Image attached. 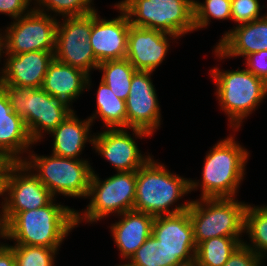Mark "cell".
<instances>
[{
    "label": "cell",
    "mask_w": 267,
    "mask_h": 266,
    "mask_svg": "<svg viewBox=\"0 0 267 266\" xmlns=\"http://www.w3.org/2000/svg\"><path fill=\"white\" fill-rule=\"evenodd\" d=\"M55 198L45 207L15 214L3 227L2 239L14 244L59 248L76 226V210Z\"/></svg>",
    "instance_id": "obj_1"
},
{
    "label": "cell",
    "mask_w": 267,
    "mask_h": 266,
    "mask_svg": "<svg viewBox=\"0 0 267 266\" xmlns=\"http://www.w3.org/2000/svg\"><path fill=\"white\" fill-rule=\"evenodd\" d=\"M189 192L190 179L171 173L152 157L136 171L133 210L155 217L182 213L189 209L191 200L170 207Z\"/></svg>",
    "instance_id": "obj_2"
},
{
    "label": "cell",
    "mask_w": 267,
    "mask_h": 266,
    "mask_svg": "<svg viewBox=\"0 0 267 266\" xmlns=\"http://www.w3.org/2000/svg\"><path fill=\"white\" fill-rule=\"evenodd\" d=\"M234 138L227 136L207 152L202 181L190 180V193L201 187L200 198H235L250 155Z\"/></svg>",
    "instance_id": "obj_3"
},
{
    "label": "cell",
    "mask_w": 267,
    "mask_h": 266,
    "mask_svg": "<svg viewBox=\"0 0 267 266\" xmlns=\"http://www.w3.org/2000/svg\"><path fill=\"white\" fill-rule=\"evenodd\" d=\"M0 86L6 92L12 111L23 118L34 145L40 142L43 134H50L74 111L62 99L42 88Z\"/></svg>",
    "instance_id": "obj_4"
},
{
    "label": "cell",
    "mask_w": 267,
    "mask_h": 266,
    "mask_svg": "<svg viewBox=\"0 0 267 266\" xmlns=\"http://www.w3.org/2000/svg\"><path fill=\"white\" fill-rule=\"evenodd\" d=\"M210 73L217 87L215 94L220 109L225 112L231 128L235 131L265 99L267 83L246 68L223 71L214 67Z\"/></svg>",
    "instance_id": "obj_5"
},
{
    "label": "cell",
    "mask_w": 267,
    "mask_h": 266,
    "mask_svg": "<svg viewBox=\"0 0 267 266\" xmlns=\"http://www.w3.org/2000/svg\"><path fill=\"white\" fill-rule=\"evenodd\" d=\"M117 4L135 27L159 30L178 39L195 31L194 0H122Z\"/></svg>",
    "instance_id": "obj_6"
},
{
    "label": "cell",
    "mask_w": 267,
    "mask_h": 266,
    "mask_svg": "<svg viewBox=\"0 0 267 266\" xmlns=\"http://www.w3.org/2000/svg\"><path fill=\"white\" fill-rule=\"evenodd\" d=\"M247 203L235 198H199L188 209L196 245L213 237H242Z\"/></svg>",
    "instance_id": "obj_7"
},
{
    "label": "cell",
    "mask_w": 267,
    "mask_h": 266,
    "mask_svg": "<svg viewBox=\"0 0 267 266\" xmlns=\"http://www.w3.org/2000/svg\"><path fill=\"white\" fill-rule=\"evenodd\" d=\"M23 161L50 191L53 197L87 198L93 167L87 159H72L54 154L39 156L28 153Z\"/></svg>",
    "instance_id": "obj_8"
},
{
    "label": "cell",
    "mask_w": 267,
    "mask_h": 266,
    "mask_svg": "<svg viewBox=\"0 0 267 266\" xmlns=\"http://www.w3.org/2000/svg\"><path fill=\"white\" fill-rule=\"evenodd\" d=\"M117 174L100 180L93 170L87 198L86 210H76V226L82 221L97 222L109 214L120 215L133 210L136 195V171L116 172Z\"/></svg>",
    "instance_id": "obj_9"
},
{
    "label": "cell",
    "mask_w": 267,
    "mask_h": 266,
    "mask_svg": "<svg viewBox=\"0 0 267 266\" xmlns=\"http://www.w3.org/2000/svg\"><path fill=\"white\" fill-rule=\"evenodd\" d=\"M0 223L3 227L15 214L48 205L54 197L24 162H13L6 173Z\"/></svg>",
    "instance_id": "obj_10"
},
{
    "label": "cell",
    "mask_w": 267,
    "mask_h": 266,
    "mask_svg": "<svg viewBox=\"0 0 267 266\" xmlns=\"http://www.w3.org/2000/svg\"><path fill=\"white\" fill-rule=\"evenodd\" d=\"M58 20L50 13L32 10L6 27L5 54H22L31 51H55Z\"/></svg>",
    "instance_id": "obj_11"
},
{
    "label": "cell",
    "mask_w": 267,
    "mask_h": 266,
    "mask_svg": "<svg viewBox=\"0 0 267 266\" xmlns=\"http://www.w3.org/2000/svg\"><path fill=\"white\" fill-rule=\"evenodd\" d=\"M62 21L57 23L54 58L90 75L99 65L89 42L92 13Z\"/></svg>",
    "instance_id": "obj_12"
},
{
    "label": "cell",
    "mask_w": 267,
    "mask_h": 266,
    "mask_svg": "<svg viewBox=\"0 0 267 266\" xmlns=\"http://www.w3.org/2000/svg\"><path fill=\"white\" fill-rule=\"evenodd\" d=\"M151 74L153 72L149 71L133 74L129 96L125 101L127 129L133 131L136 139L151 137L161 125V110Z\"/></svg>",
    "instance_id": "obj_13"
},
{
    "label": "cell",
    "mask_w": 267,
    "mask_h": 266,
    "mask_svg": "<svg viewBox=\"0 0 267 266\" xmlns=\"http://www.w3.org/2000/svg\"><path fill=\"white\" fill-rule=\"evenodd\" d=\"M120 12L117 18L101 19L97 9L92 12V30L89 42L99 63L107 60L125 59L127 55L130 20L127 13L116 3Z\"/></svg>",
    "instance_id": "obj_14"
},
{
    "label": "cell",
    "mask_w": 267,
    "mask_h": 266,
    "mask_svg": "<svg viewBox=\"0 0 267 266\" xmlns=\"http://www.w3.org/2000/svg\"><path fill=\"white\" fill-rule=\"evenodd\" d=\"M93 149L113 165L117 172L137 171L150 158L142 155L126 128L105 129L94 133Z\"/></svg>",
    "instance_id": "obj_15"
},
{
    "label": "cell",
    "mask_w": 267,
    "mask_h": 266,
    "mask_svg": "<svg viewBox=\"0 0 267 266\" xmlns=\"http://www.w3.org/2000/svg\"><path fill=\"white\" fill-rule=\"evenodd\" d=\"M171 38L178 39L166 32L130 25L126 59L136 71L154 72L165 59Z\"/></svg>",
    "instance_id": "obj_16"
},
{
    "label": "cell",
    "mask_w": 267,
    "mask_h": 266,
    "mask_svg": "<svg viewBox=\"0 0 267 266\" xmlns=\"http://www.w3.org/2000/svg\"><path fill=\"white\" fill-rule=\"evenodd\" d=\"M55 51H31L12 55L6 54L1 69L0 85L41 88Z\"/></svg>",
    "instance_id": "obj_17"
},
{
    "label": "cell",
    "mask_w": 267,
    "mask_h": 266,
    "mask_svg": "<svg viewBox=\"0 0 267 266\" xmlns=\"http://www.w3.org/2000/svg\"><path fill=\"white\" fill-rule=\"evenodd\" d=\"M152 235L181 261L195 256L197 245L188 210L173 215L156 216Z\"/></svg>",
    "instance_id": "obj_18"
},
{
    "label": "cell",
    "mask_w": 267,
    "mask_h": 266,
    "mask_svg": "<svg viewBox=\"0 0 267 266\" xmlns=\"http://www.w3.org/2000/svg\"><path fill=\"white\" fill-rule=\"evenodd\" d=\"M222 35L214 53L220 59L246 57L267 50V14L255 21L234 26Z\"/></svg>",
    "instance_id": "obj_19"
},
{
    "label": "cell",
    "mask_w": 267,
    "mask_h": 266,
    "mask_svg": "<svg viewBox=\"0 0 267 266\" xmlns=\"http://www.w3.org/2000/svg\"><path fill=\"white\" fill-rule=\"evenodd\" d=\"M119 216L120 220L111 224L110 231L122 260L127 261L152 235L155 216L136 210H129Z\"/></svg>",
    "instance_id": "obj_20"
},
{
    "label": "cell",
    "mask_w": 267,
    "mask_h": 266,
    "mask_svg": "<svg viewBox=\"0 0 267 266\" xmlns=\"http://www.w3.org/2000/svg\"><path fill=\"white\" fill-rule=\"evenodd\" d=\"M90 77L82 70L54 58L48 66L41 88L72 106L73 100L89 89L92 82Z\"/></svg>",
    "instance_id": "obj_21"
},
{
    "label": "cell",
    "mask_w": 267,
    "mask_h": 266,
    "mask_svg": "<svg viewBox=\"0 0 267 266\" xmlns=\"http://www.w3.org/2000/svg\"><path fill=\"white\" fill-rule=\"evenodd\" d=\"M92 122L90 119L81 120L75 112L70 113L50 134L53 137L52 154L80 159L86 142L93 145L94 134H90Z\"/></svg>",
    "instance_id": "obj_22"
},
{
    "label": "cell",
    "mask_w": 267,
    "mask_h": 266,
    "mask_svg": "<svg viewBox=\"0 0 267 266\" xmlns=\"http://www.w3.org/2000/svg\"><path fill=\"white\" fill-rule=\"evenodd\" d=\"M34 142L22 117L11 111L8 117H0V150L13 162H23V153L30 151ZM30 147V148H29Z\"/></svg>",
    "instance_id": "obj_23"
},
{
    "label": "cell",
    "mask_w": 267,
    "mask_h": 266,
    "mask_svg": "<svg viewBox=\"0 0 267 266\" xmlns=\"http://www.w3.org/2000/svg\"><path fill=\"white\" fill-rule=\"evenodd\" d=\"M96 94L97 108L93 115L89 117L92 124L99 117L107 129H127L125 101L119 99L102 80Z\"/></svg>",
    "instance_id": "obj_24"
},
{
    "label": "cell",
    "mask_w": 267,
    "mask_h": 266,
    "mask_svg": "<svg viewBox=\"0 0 267 266\" xmlns=\"http://www.w3.org/2000/svg\"><path fill=\"white\" fill-rule=\"evenodd\" d=\"M243 242L240 237H213L197 245L195 256L200 266H223Z\"/></svg>",
    "instance_id": "obj_25"
},
{
    "label": "cell",
    "mask_w": 267,
    "mask_h": 266,
    "mask_svg": "<svg viewBox=\"0 0 267 266\" xmlns=\"http://www.w3.org/2000/svg\"><path fill=\"white\" fill-rule=\"evenodd\" d=\"M97 70L103 72L101 80L110 87L119 98L126 101L129 96L130 85L136 69L125 58L121 60H107L99 63Z\"/></svg>",
    "instance_id": "obj_26"
},
{
    "label": "cell",
    "mask_w": 267,
    "mask_h": 266,
    "mask_svg": "<svg viewBox=\"0 0 267 266\" xmlns=\"http://www.w3.org/2000/svg\"><path fill=\"white\" fill-rule=\"evenodd\" d=\"M244 232L248 233L251 244L243 242L263 260L267 258V205H247Z\"/></svg>",
    "instance_id": "obj_27"
},
{
    "label": "cell",
    "mask_w": 267,
    "mask_h": 266,
    "mask_svg": "<svg viewBox=\"0 0 267 266\" xmlns=\"http://www.w3.org/2000/svg\"><path fill=\"white\" fill-rule=\"evenodd\" d=\"M180 261L151 235L127 262L131 266H174Z\"/></svg>",
    "instance_id": "obj_28"
},
{
    "label": "cell",
    "mask_w": 267,
    "mask_h": 266,
    "mask_svg": "<svg viewBox=\"0 0 267 266\" xmlns=\"http://www.w3.org/2000/svg\"><path fill=\"white\" fill-rule=\"evenodd\" d=\"M9 246L13 249L16 266H55V255L59 248L22 244Z\"/></svg>",
    "instance_id": "obj_29"
},
{
    "label": "cell",
    "mask_w": 267,
    "mask_h": 266,
    "mask_svg": "<svg viewBox=\"0 0 267 266\" xmlns=\"http://www.w3.org/2000/svg\"><path fill=\"white\" fill-rule=\"evenodd\" d=\"M34 1H36L35 5L36 6L38 5L39 7L34 6L33 9L46 14H49V10L51 12L53 11L55 17L58 15L59 16L61 15L62 17L83 16L95 11V7L91 5L93 3L92 2L93 0H34Z\"/></svg>",
    "instance_id": "obj_30"
},
{
    "label": "cell",
    "mask_w": 267,
    "mask_h": 266,
    "mask_svg": "<svg viewBox=\"0 0 267 266\" xmlns=\"http://www.w3.org/2000/svg\"><path fill=\"white\" fill-rule=\"evenodd\" d=\"M211 17L218 20H231V0H194V28H207Z\"/></svg>",
    "instance_id": "obj_31"
},
{
    "label": "cell",
    "mask_w": 267,
    "mask_h": 266,
    "mask_svg": "<svg viewBox=\"0 0 267 266\" xmlns=\"http://www.w3.org/2000/svg\"><path fill=\"white\" fill-rule=\"evenodd\" d=\"M260 9L259 0H231V20L236 26L255 21L263 17Z\"/></svg>",
    "instance_id": "obj_32"
},
{
    "label": "cell",
    "mask_w": 267,
    "mask_h": 266,
    "mask_svg": "<svg viewBox=\"0 0 267 266\" xmlns=\"http://www.w3.org/2000/svg\"><path fill=\"white\" fill-rule=\"evenodd\" d=\"M263 261L251 248L242 243L223 266H261Z\"/></svg>",
    "instance_id": "obj_33"
},
{
    "label": "cell",
    "mask_w": 267,
    "mask_h": 266,
    "mask_svg": "<svg viewBox=\"0 0 267 266\" xmlns=\"http://www.w3.org/2000/svg\"><path fill=\"white\" fill-rule=\"evenodd\" d=\"M246 69L267 83V50L253 52L245 57Z\"/></svg>",
    "instance_id": "obj_34"
},
{
    "label": "cell",
    "mask_w": 267,
    "mask_h": 266,
    "mask_svg": "<svg viewBox=\"0 0 267 266\" xmlns=\"http://www.w3.org/2000/svg\"><path fill=\"white\" fill-rule=\"evenodd\" d=\"M31 2L32 0H0V13L16 20L32 10L29 8Z\"/></svg>",
    "instance_id": "obj_35"
},
{
    "label": "cell",
    "mask_w": 267,
    "mask_h": 266,
    "mask_svg": "<svg viewBox=\"0 0 267 266\" xmlns=\"http://www.w3.org/2000/svg\"><path fill=\"white\" fill-rule=\"evenodd\" d=\"M0 266H16L13 249L7 243L0 242Z\"/></svg>",
    "instance_id": "obj_36"
},
{
    "label": "cell",
    "mask_w": 267,
    "mask_h": 266,
    "mask_svg": "<svg viewBox=\"0 0 267 266\" xmlns=\"http://www.w3.org/2000/svg\"><path fill=\"white\" fill-rule=\"evenodd\" d=\"M12 111L5 90L0 86V117H8Z\"/></svg>",
    "instance_id": "obj_37"
},
{
    "label": "cell",
    "mask_w": 267,
    "mask_h": 266,
    "mask_svg": "<svg viewBox=\"0 0 267 266\" xmlns=\"http://www.w3.org/2000/svg\"><path fill=\"white\" fill-rule=\"evenodd\" d=\"M13 161L0 150V175H6Z\"/></svg>",
    "instance_id": "obj_38"
},
{
    "label": "cell",
    "mask_w": 267,
    "mask_h": 266,
    "mask_svg": "<svg viewBox=\"0 0 267 266\" xmlns=\"http://www.w3.org/2000/svg\"><path fill=\"white\" fill-rule=\"evenodd\" d=\"M174 266H200V265H199V262L197 260V257L196 256H193L190 259L182 260V261L178 262Z\"/></svg>",
    "instance_id": "obj_39"
},
{
    "label": "cell",
    "mask_w": 267,
    "mask_h": 266,
    "mask_svg": "<svg viewBox=\"0 0 267 266\" xmlns=\"http://www.w3.org/2000/svg\"><path fill=\"white\" fill-rule=\"evenodd\" d=\"M5 177L6 175H0V196L3 198V200H4L3 196H4V191H5Z\"/></svg>",
    "instance_id": "obj_40"
},
{
    "label": "cell",
    "mask_w": 267,
    "mask_h": 266,
    "mask_svg": "<svg viewBox=\"0 0 267 266\" xmlns=\"http://www.w3.org/2000/svg\"><path fill=\"white\" fill-rule=\"evenodd\" d=\"M3 49H4V36H2V34L0 33V61H1L2 55L4 54V50ZM0 75H1V73H0Z\"/></svg>",
    "instance_id": "obj_41"
},
{
    "label": "cell",
    "mask_w": 267,
    "mask_h": 266,
    "mask_svg": "<svg viewBox=\"0 0 267 266\" xmlns=\"http://www.w3.org/2000/svg\"><path fill=\"white\" fill-rule=\"evenodd\" d=\"M115 266H131L128 262L125 264H119V265H115Z\"/></svg>",
    "instance_id": "obj_42"
},
{
    "label": "cell",
    "mask_w": 267,
    "mask_h": 266,
    "mask_svg": "<svg viewBox=\"0 0 267 266\" xmlns=\"http://www.w3.org/2000/svg\"><path fill=\"white\" fill-rule=\"evenodd\" d=\"M0 238H2V226H1V223H0Z\"/></svg>",
    "instance_id": "obj_43"
}]
</instances>
